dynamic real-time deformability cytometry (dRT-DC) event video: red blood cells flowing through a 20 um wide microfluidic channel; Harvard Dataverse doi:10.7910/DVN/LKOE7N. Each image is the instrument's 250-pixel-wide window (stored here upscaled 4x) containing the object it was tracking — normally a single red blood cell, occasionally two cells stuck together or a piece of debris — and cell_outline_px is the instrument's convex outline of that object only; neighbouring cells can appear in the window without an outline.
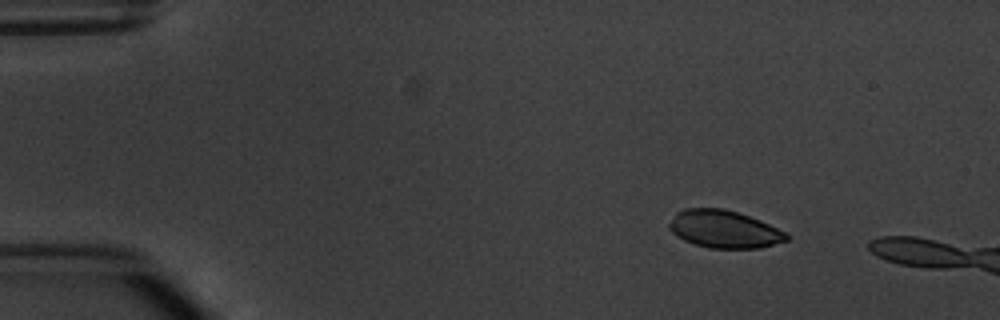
{"species": "common noctule bat (a hibernating species)", "species_latin": "Nyctalus noctula", "temperature_condition": "warm", "stored_images_in_passage": 3, "camera_frame_rate_fps": 3000, "um_per_image_px": 0.085, "animal": {"sex": "male", "body_mass_g": 20.1, "forearm_length_mm": 53.5}, "frame": {"image": 1, "passage_image": 1, "time_ms": 0.0, "image_size_px": [1000, 320], "cell_outline_px": [[788, 240], [760, 248], [708, 248], [692, 244], [676, 236], [668, 228], [668, 224], [676, 212], [684, 208], [724, 208], [760, 220], [788, 232]], "centroid_in_image_um": [61.53, 19.48], "position_along_channel_um": 23.5, "area_um2": 25.89}}